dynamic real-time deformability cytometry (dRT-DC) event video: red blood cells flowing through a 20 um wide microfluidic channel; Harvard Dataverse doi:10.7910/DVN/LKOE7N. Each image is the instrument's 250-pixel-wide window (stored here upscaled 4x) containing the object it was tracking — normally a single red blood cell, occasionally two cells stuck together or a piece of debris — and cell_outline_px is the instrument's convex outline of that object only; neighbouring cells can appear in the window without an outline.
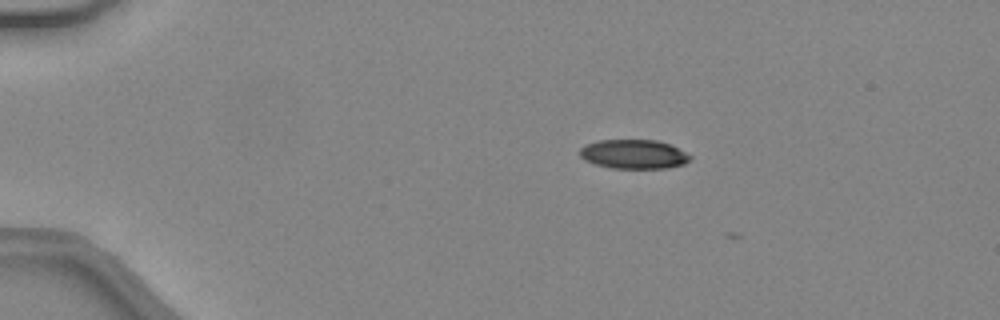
{"species": "common noctule bat (a hibernating species)", "species_latin": "Nyctalus noctula", "temperature_condition": "warm", "stored_images_in_passage": 3, "camera_frame_rate_fps": 3000, "um_per_image_px": 0.085, "animal": {"sex": "female", "body_mass_g": 24.6, "forearm_length_mm": 56.2}, "frame": {"image": 1, "passage_image": 1, "time_ms": 0.0, "image_size_px": [1000, 320], "cell_outline_px": [[692, 156], [684, 164], [668, 168], [612, 168], [596, 164], [584, 160], [580, 156], [580, 148], [584, 144], [600, 140], [656, 140], [668, 144]], "centroid_in_image_um": [53.83, 13.1], "position_along_channel_um": 31.2, "area_um2": 18.61}}